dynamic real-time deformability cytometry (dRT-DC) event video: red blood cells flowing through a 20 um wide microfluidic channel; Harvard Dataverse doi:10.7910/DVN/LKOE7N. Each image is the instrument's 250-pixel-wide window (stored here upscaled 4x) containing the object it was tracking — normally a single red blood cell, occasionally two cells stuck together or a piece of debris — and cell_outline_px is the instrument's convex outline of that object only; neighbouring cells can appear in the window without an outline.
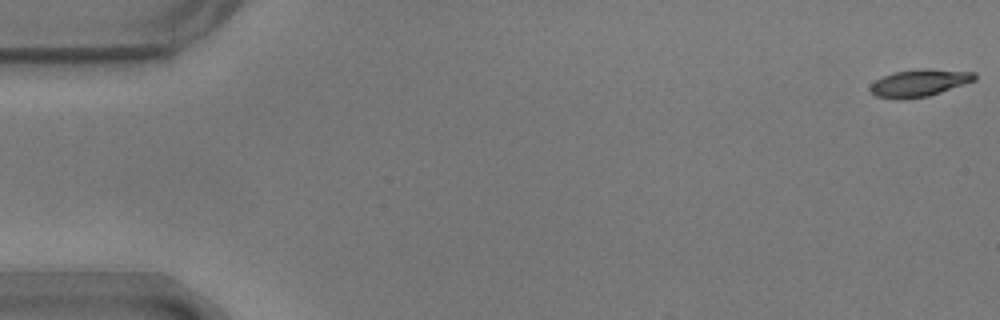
{"species": "common noctule bat (a hibernating species)", "species_latin": "Nyctalus noctula", "temperature_condition": "warm", "stored_images_in_passage": 10, "camera_frame_rate_fps": 3000, "um_per_image_px": 0.085, "animal": {"sex": "male", "body_mass_g": 17.9}, "frame": {"image": 1, "passage_image": 1, "time_ms": 0.0, "image_size_px": [1000, 320], "cell_outline_px": [[976, 80], [928, 96], [904, 100], [896, 100], [876, 96], [868, 88], [876, 80], [892, 72], [920, 68], [928, 68], [976, 72]], "centroid_in_image_um": [78.13, 7.05], "position_along_channel_um": 6.9, "area_um2": 16.76}}